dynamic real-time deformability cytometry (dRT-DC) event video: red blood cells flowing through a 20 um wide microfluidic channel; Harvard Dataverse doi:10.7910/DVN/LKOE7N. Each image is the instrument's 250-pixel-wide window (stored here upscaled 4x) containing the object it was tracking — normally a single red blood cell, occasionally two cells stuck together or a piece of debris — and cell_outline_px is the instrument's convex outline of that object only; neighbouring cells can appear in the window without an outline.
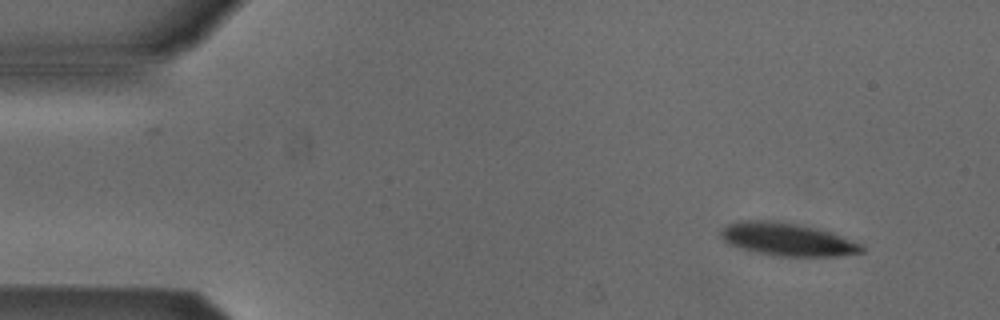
{"species": "Egyptian fruit bat (a non-hibernating species)", "species_latin": "Rousettus aegyptiacus", "temperature_condition": "cold", "stored_images_in_passage": 6, "camera_frame_rate_fps": 3000, "um_per_image_px": 0.085, "animal": {"sex": "male"}, "frame": {"image": 1, "passage_image": 1, "time_ms": 0.0, "image_size_px": [1000, 320], "cell_outline_px": [[864, 252], [836, 256], [772, 256], [756, 252], [728, 244], [720, 236], [720, 232], [728, 224], [740, 220], [764, 220], [796, 224], [816, 228], [832, 232], [864, 244]], "centroid_in_image_um": [66.95, 20.35], "position_along_channel_um": 18.0, "area_um2": 26.99}}
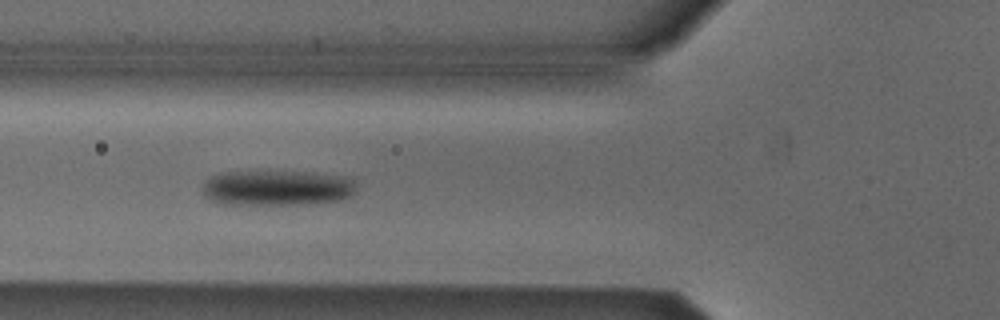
{"frame": {"image": 2, "passage_image": 5, "time_ms": 1.333, "image_size_px": [1000, 320], "cell_outline_px": [[356, 192], [340, 200], [296, 204], [224, 204], [212, 200], [204, 196], [204, 180], [220, 172], [296, 172], [332, 176], [352, 180], [356, 188]], "centroid_in_image_um": [23.45, 15.98], "position_along_channel_um": 102.3, "area_um2": 30.87}}
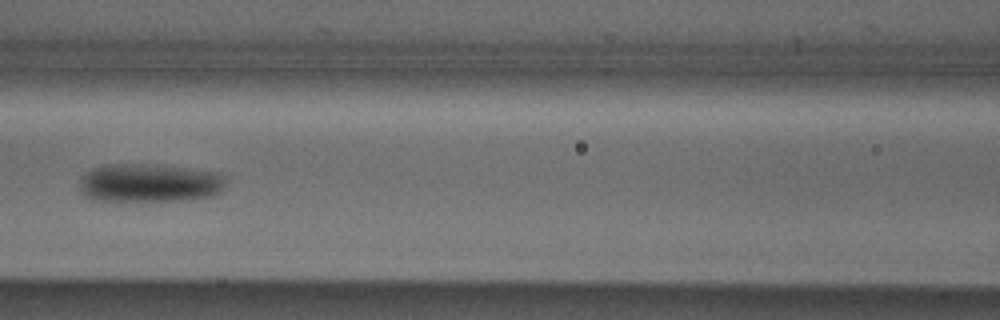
{"frame": {"image": 3, "passage_image": 6, "time_ms": 1.667, "image_size_px": [1000, 320], "cell_outline_px": [[224, 188], [220, 192], [212, 196], [192, 200], [108, 204], [92, 200], [84, 196], [80, 188], [80, 176], [92, 168], [104, 164], [156, 164], [216, 172], [224, 176]], "centroid_in_image_um": [12.61, 15.61], "position_along_channel_um": 154.0, "area_um2": 34.45}}